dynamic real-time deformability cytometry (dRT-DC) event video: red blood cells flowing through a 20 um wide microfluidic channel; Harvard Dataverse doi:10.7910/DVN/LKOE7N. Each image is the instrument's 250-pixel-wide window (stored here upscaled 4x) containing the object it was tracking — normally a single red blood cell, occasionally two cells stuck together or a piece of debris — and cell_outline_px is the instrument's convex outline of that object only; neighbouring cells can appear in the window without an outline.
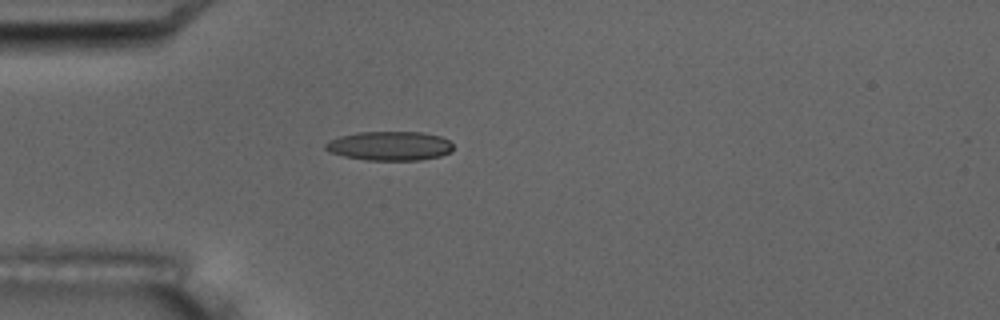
{"species": "common noctule bat (a hibernating species)", "species_latin": "Nyctalus noctula", "temperature_condition": "room temperature", "stored_images_in_passage": 4, "camera_frame_rate_fps": 3000, "um_per_image_px": 0.085, "animal": {"sex": "male", "body_mass_g": 17.5, "forearm_length_mm": 52.3}, "frame": {"image": 1, "passage_image": 4, "time_ms": 4.667, "image_size_px": [1000, 320], "cell_outline_px": [[452, 152], [440, 156], [420, 160], [368, 160], [344, 156], [332, 152], [324, 148], [324, 144], [340, 136], [356, 132], [420, 132], [440, 136], [448, 140], [452, 144]], "centroid_in_image_um": [33.15, 12.4], "position_along_channel_um": 51.9, "area_um2": 21.56}}